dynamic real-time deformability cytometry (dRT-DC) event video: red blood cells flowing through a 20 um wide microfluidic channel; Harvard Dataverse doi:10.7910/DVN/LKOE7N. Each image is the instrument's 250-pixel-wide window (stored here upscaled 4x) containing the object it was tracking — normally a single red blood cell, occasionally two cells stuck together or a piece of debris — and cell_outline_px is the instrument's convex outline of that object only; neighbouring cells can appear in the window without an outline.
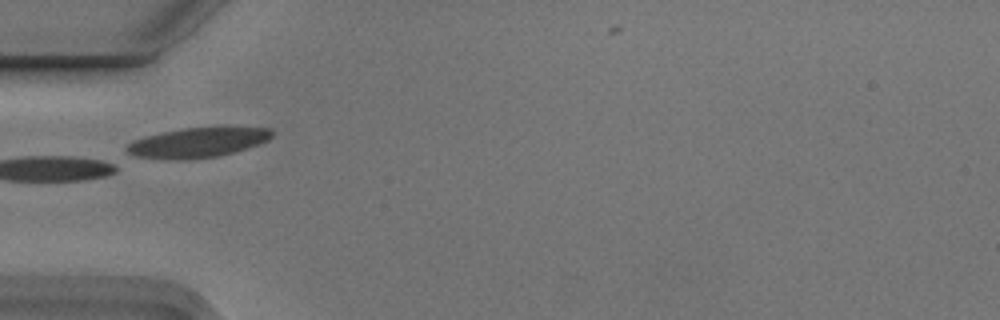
{"species": "Egyptian fruit bat (a non-hibernating species)", "species_latin": "Rousettus aegyptiacus", "temperature_condition": "cold", "stored_images_in_passage": 7, "camera_frame_rate_fps": 3000, "um_per_image_px": 0.085, "animal": {"sex": "male"}, "frame": {"image": 1, "passage_image": 3, "time_ms": 0.667, "image_size_px": [1000, 320], "cell_outline_px": [[272, 136], [268, 140], [260, 144], [248, 148], [216, 156], [188, 160], [168, 160], [132, 156], [124, 148], [132, 140], [144, 136], [184, 128], [224, 124], [268, 128], [272, 132]], "centroid_in_image_um": [16.83, 12.08], "position_along_channel_um": 68.2, "area_um2": 26.3}}
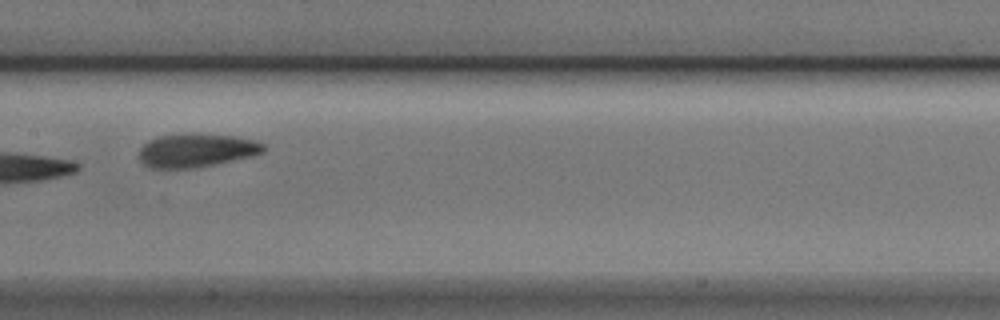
{"frame": {"image": 2, "passage_image": 6, "time_ms": 1.667, "image_size_px": [1000, 320], "cell_outline_px": [[268, 148], [264, 152], [252, 156], [200, 168], [148, 168], [136, 156], [140, 148], [148, 140], [160, 136], [192, 132], [200, 132], [232, 136], [252, 140], [264, 144]], "centroid_in_image_um": [16.68, 12.78], "position_along_channel_um": 190.7, "area_um2": 24.97}}
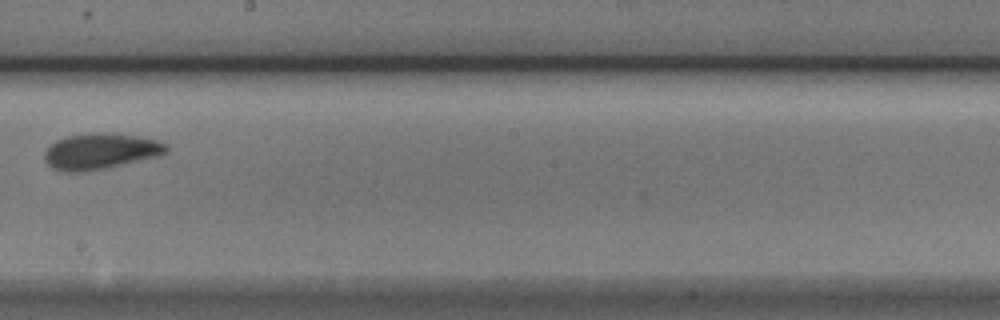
{"frame": {"image": 3, "passage_image": 7, "time_ms": 2.0, "image_size_px": [1000, 320], "cell_outline_px": [[168, 152], [160, 156], [104, 168], [84, 172], [64, 172], [52, 168], [44, 160], [44, 152], [56, 140], [68, 136], [88, 132], [112, 132], [136, 136], [156, 140], [168, 144]], "centroid_in_image_um": [8.54, 12.85], "position_along_channel_um": 239.7, "area_um2": 25.72}}